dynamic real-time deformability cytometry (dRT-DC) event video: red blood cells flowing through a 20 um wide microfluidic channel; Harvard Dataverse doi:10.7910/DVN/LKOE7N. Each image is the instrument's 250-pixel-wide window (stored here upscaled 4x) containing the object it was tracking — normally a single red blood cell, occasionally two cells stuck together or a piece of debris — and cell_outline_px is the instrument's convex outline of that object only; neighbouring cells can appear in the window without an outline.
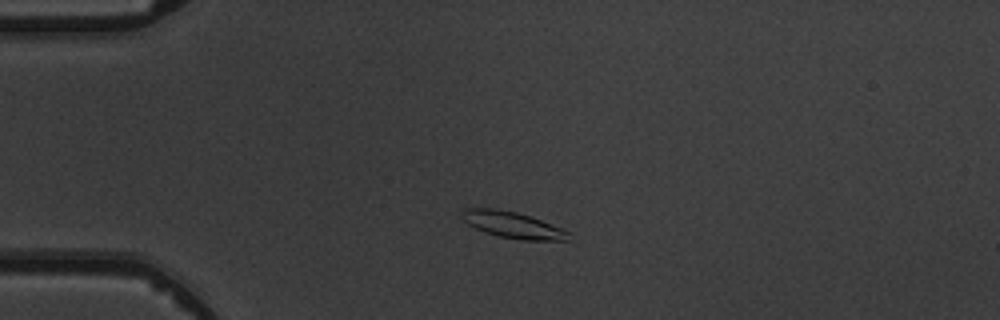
{"species": "common noctule bat (a hibernating species)", "species_latin": "Nyctalus noctula", "temperature_condition": "warm", "stored_images_in_passage": 5, "camera_frame_rate_fps": 3000, "um_per_image_px": 0.085, "animal": {"sex": "male", "body_mass_g": 19.5, "forearm_length_mm": 54.6}, "frame": {"image": 1, "passage_image": 3, "time_ms": 2.333, "image_size_px": [1000, 320], "cell_outline_px": [[572, 232], [568, 240], [520, 240], [500, 236], [484, 232], [460, 220], [460, 208], [496, 208], [516, 212], [540, 220]], "centroid_in_image_um": [43.52, 19.1], "position_along_channel_um": 41.5, "area_um2": 16.53}}
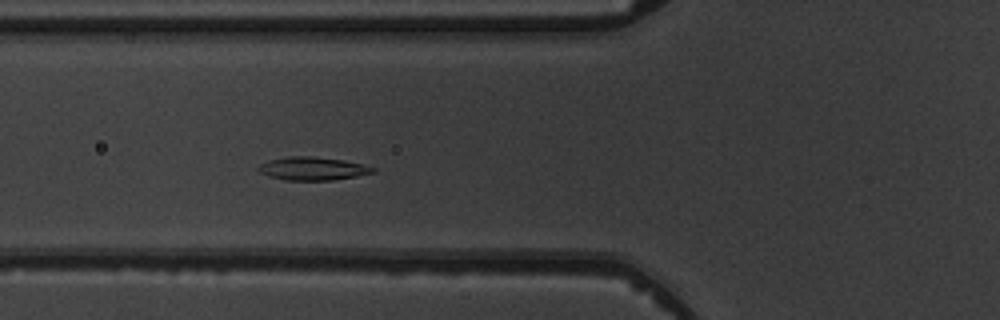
{"frame": {"image": 2, "passage_image": 5, "time_ms": 4.667, "image_size_px": [1000, 320], "cell_outline_px": [[376, 172], [356, 176], [332, 180], [284, 180], [268, 176], [256, 172], [256, 168], [260, 164], [268, 160], [288, 156], [312, 156], [344, 160], [376, 168]], "centroid_in_image_um": [26.51, 14.33], "position_along_channel_um": 99.3, "area_um2": 15.61}}